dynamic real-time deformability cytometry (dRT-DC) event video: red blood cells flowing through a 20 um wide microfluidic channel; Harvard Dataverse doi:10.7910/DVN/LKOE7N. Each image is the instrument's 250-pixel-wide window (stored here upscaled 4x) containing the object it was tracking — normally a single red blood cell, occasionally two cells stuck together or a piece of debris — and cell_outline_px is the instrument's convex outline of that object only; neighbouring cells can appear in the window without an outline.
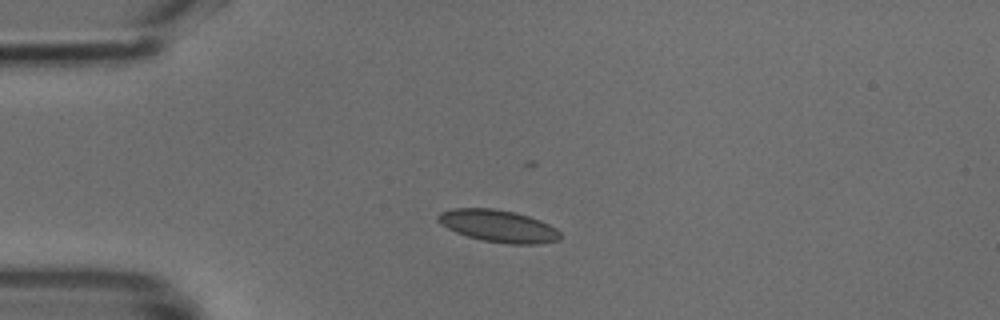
{"species": "common noctule bat (a hibernating species)", "species_latin": "Nyctalus noctula", "temperature_condition": "cold", "stored_images_in_passage": 17, "camera_frame_rate_fps": 3000, "um_per_image_px": 0.085, "animal": {"sex": "male", "body_mass_g": 18.8}, "frame": {"image": 1, "passage_image": 1, "time_ms": 0.0, "image_size_px": [1000, 320], "cell_outline_px": [[560, 240], [536, 244], [508, 244], [480, 240], [456, 232], [440, 224], [436, 220], [436, 216], [440, 212], [452, 208], [492, 208], [516, 212], [540, 220], [556, 228], [560, 232]], "centroid_in_image_um": [42.33, 19.21], "position_along_channel_um": 42.7, "area_um2": 23.06}}
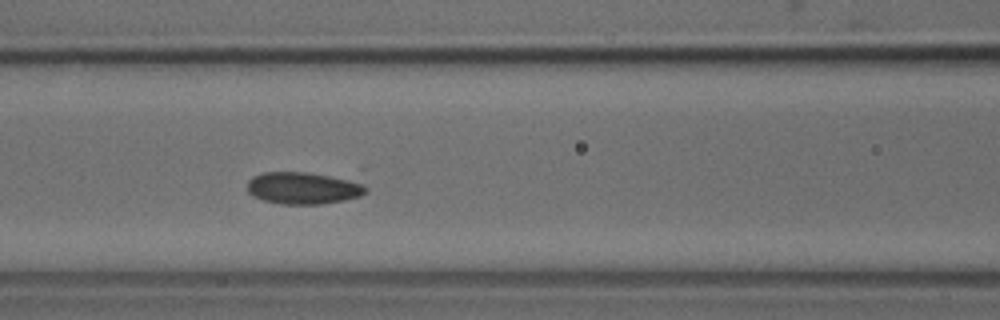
{"frame": {"image": 2, "passage_image": 10, "time_ms": 3.0, "image_size_px": [1000, 320], "cell_outline_px": [[368, 192], [360, 196], [344, 200], [320, 204], [280, 204], [264, 200], [248, 192], [248, 180], [252, 176], [264, 172], [304, 172], [328, 176], [360, 184], [368, 188]], "centroid_in_image_um": [25.72, 16.0], "position_along_channel_um": 140.9, "area_um2": 21.62}}
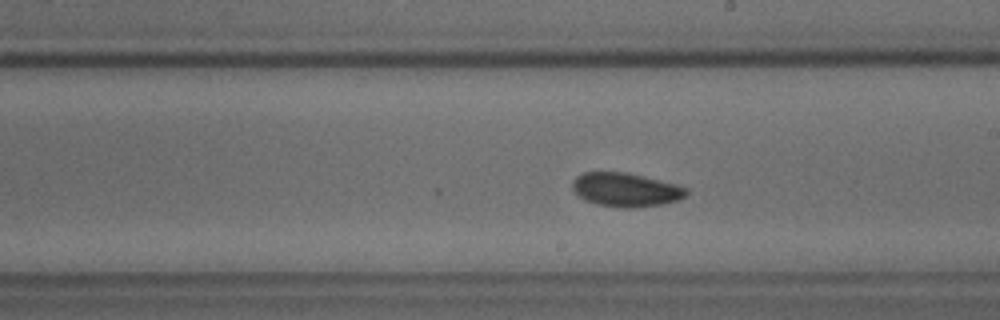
{"frame": {"image": 3, "passage_image": 17, "time_ms": 5.333, "image_size_px": [1000, 320], "cell_outline_px": [[688, 192], [680, 200], [664, 204], [636, 208], [620, 208], [596, 204], [584, 200], [572, 188], [572, 180], [576, 176], [584, 172], [624, 172], [676, 184], [688, 188]], "centroid_in_image_um": [53.19, 16.14], "position_along_channel_um": 235.8, "area_um2": 22.54}}